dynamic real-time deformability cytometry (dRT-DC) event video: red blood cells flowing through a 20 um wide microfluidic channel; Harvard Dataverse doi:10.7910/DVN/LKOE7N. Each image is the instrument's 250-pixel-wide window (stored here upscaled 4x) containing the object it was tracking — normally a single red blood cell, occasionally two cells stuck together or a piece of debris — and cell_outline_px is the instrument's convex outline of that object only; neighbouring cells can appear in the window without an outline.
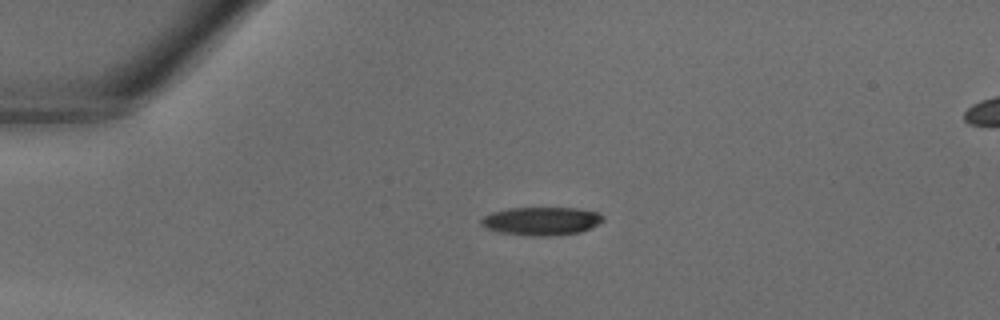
{"species": "common noctule bat (a hibernating species)", "species_latin": "Nyctalus noctula", "temperature_condition": "warm", "stored_images_in_passage": 31, "camera_frame_rate_fps": 3000, "um_per_image_px": 0.085, "animal": {"sex": "male", "body_mass_g": 18.8}, "frame": {"image": 1, "passage_image": 1, "time_ms": 0.0, "image_size_px": [1000, 320], "cell_outline_px": [[604, 220], [600, 224], [592, 228], [580, 232], [556, 236], [532, 236], [500, 232], [484, 228], [480, 224], [480, 220], [484, 216], [492, 212], [508, 208], [580, 208], [600, 212], [604, 216]], "centroid_in_image_um": [46.07, 18.79], "position_along_channel_um": 38.9, "area_um2": 20.46}}
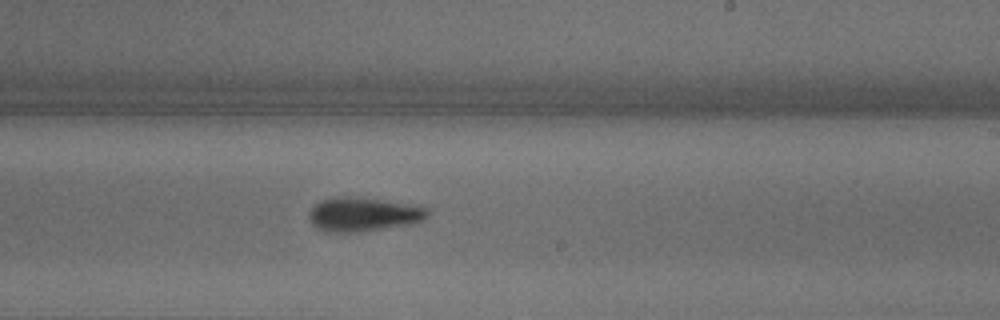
{"frame": {"image": 2, "passage_image": 16, "time_ms": 5.0, "image_size_px": [1000, 320], "cell_outline_px": [[428, 216], [424, 220], [380, 228], [356, 232], [340, 232], [320, 228], [312, 224], [308, 216], [308, 212], [320, 200], [336, 196], [344, 196], [428, 204]], "centroid_in_image_um": [30.95, 18.16], "position_along_channel_um": 258.0, "area_um2": 23.41}}
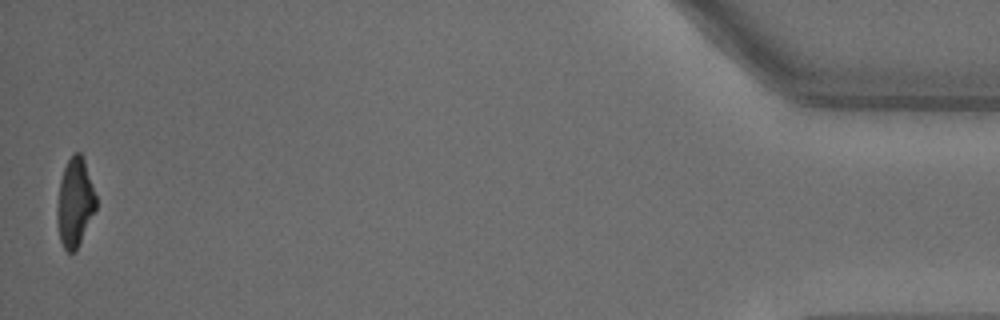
{"frame": {"image": 3, "passage_image": 31, "time_ms": 10.0, "image_size_px": [1000, 320], "cell_outline_px": [[96, 208], [76, 248], [72, 252], [68, 252], [64, 248], [60, 240], [56, 220], [56, 208], [60, 180], [64, 168], [72, 152], [80, 152], [84, 160], [96, 196]], "centroid_in_image_um": [6.34, 17.17], "position_along_channel_um": 428.9, "area_um2": 19.77}}